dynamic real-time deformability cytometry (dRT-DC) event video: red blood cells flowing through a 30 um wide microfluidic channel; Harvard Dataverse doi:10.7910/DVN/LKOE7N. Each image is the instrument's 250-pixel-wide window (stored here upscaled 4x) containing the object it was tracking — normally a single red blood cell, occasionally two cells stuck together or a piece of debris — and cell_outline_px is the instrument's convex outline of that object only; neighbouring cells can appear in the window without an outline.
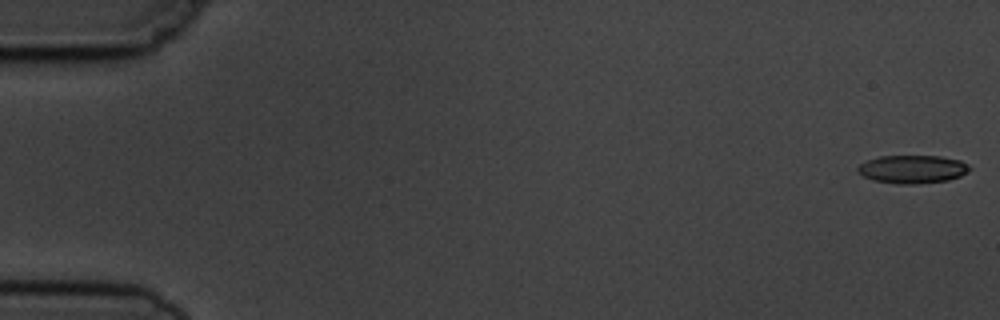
{"species": "common noctule bat (a hibernating species)", "species_latin": "Nyctalus noctula", "temperature_condition": "cold", "stored_images_in_passage": 6, "camera_frame_rate_fps": 3000, "um_per_image_px": 0.085, "animal": {"sex": "male", "body_mass_g": 19.5, "forearm_length_mm": 54.6}, "frame": {"image": 1, "passage_image": 1, "time_ms": 0.0, "image_size_px": [1000, 320], "cell_outline_px": [[972, 168], [960, 176], [948, 180], [916, 184], [896, 184], [872, 180], [856, 172], [856, 168], [860, 164], [868, 160], [880, 156], [940, 156], [960, 160], [968, 164]], "centroid_in_image_um": [77.54, 14.38], "position_along_channel_um": 7.5, "area_um2": 18.44}}
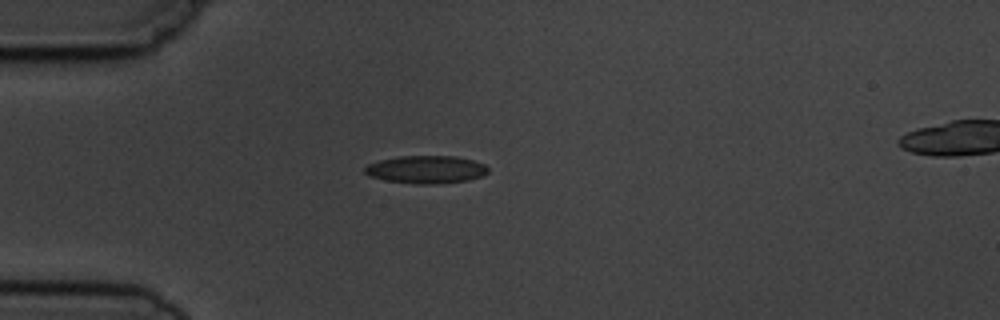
{"frame": {"image": 2, "passage_image": 5, "time_ms": 4.667, "image_size_px": [1000, 320], "cell_outline_px": [[488, 172], [484, 176], [468, 180], [436, 184], [416, 184], [384, 180], [368, 176], [364, 172], [364, 168], [368, 164], [380, 160], [400, 156], [456, 156], [472, 160], [484, 164], [488, 168]], "centroid_in_image_um": [36.22, 14.41], "position_along_channel_um": 48.8, "area_um2": 20.06}}